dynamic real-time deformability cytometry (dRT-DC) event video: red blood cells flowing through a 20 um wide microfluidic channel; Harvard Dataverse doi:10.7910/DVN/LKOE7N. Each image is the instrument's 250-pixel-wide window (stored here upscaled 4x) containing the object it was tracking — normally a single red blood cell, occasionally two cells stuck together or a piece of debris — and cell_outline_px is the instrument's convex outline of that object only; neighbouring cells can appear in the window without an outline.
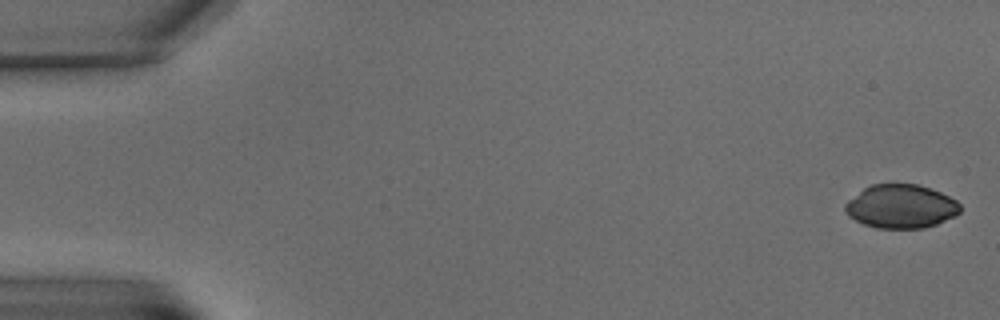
{"species": "common noctule bat (a hibernating species)", "species_latin": "Nyctalus noctula", "temperature_condition": "warm", "stored_images_in_passage": 5, "camera_frame_rate_fps": 3000, "um_per_image_px": 0.085, "animal": {"sex": "male", "body_mass_g": 15.6}, "frame": {"image": 1, "passage_image": 1, "time_ms": 0.0, "image_size_px": [1000, 320], "cell_outline_px": [[960, 212], [956, 216], [936, 224], [924, 228], [876, 228], [864, 224], [848, 216], [844, 208], [844, 204], [848, 200], [864, 188], [872, 184], [916, 184], [940, 192], [956, 200], [960, 204]], "centroid_in_image_um": [76.58, 17.55], "position_along_channel_um": 8.4, "area_um2": 29.19}}